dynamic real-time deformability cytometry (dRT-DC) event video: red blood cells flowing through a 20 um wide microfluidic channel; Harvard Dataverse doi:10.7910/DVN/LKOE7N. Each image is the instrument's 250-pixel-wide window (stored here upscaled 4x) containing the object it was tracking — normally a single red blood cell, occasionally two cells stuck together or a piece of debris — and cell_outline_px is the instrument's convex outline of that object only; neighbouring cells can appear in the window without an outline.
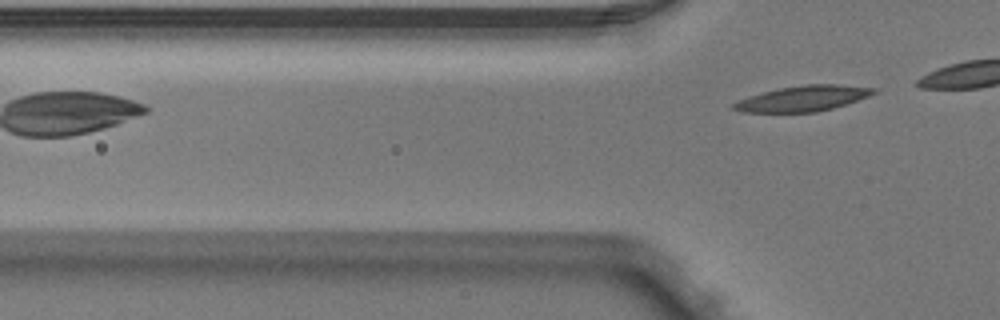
{"species": "Egyptian fruit bat (a non-hibernating species)", "species_latin": "Rousettus aegyptiacus", "temperature_condition": "warm", "stored_images_in_passage": 2, "camera_frame_rate_fps": 3000, "um_per_image_px": 0.085, "animal": {"sex": "male"}, "frame": {"image": 1, "passage_image": 2, "time_ms": 0.333, "image_size_px": [1000, 320], "cell_outline_px": [[876, 92], [868, 96], [832, 108], [816, 112], [740, 112], [732, 108], [732, 104], [748, 96], [780, 88], [804, 84], [836, 84], [876, 88]], "centroid_in_image_um": [68.23, 8.37], "position_along_channel_um": 57.6, "area_um2": 20.52}}